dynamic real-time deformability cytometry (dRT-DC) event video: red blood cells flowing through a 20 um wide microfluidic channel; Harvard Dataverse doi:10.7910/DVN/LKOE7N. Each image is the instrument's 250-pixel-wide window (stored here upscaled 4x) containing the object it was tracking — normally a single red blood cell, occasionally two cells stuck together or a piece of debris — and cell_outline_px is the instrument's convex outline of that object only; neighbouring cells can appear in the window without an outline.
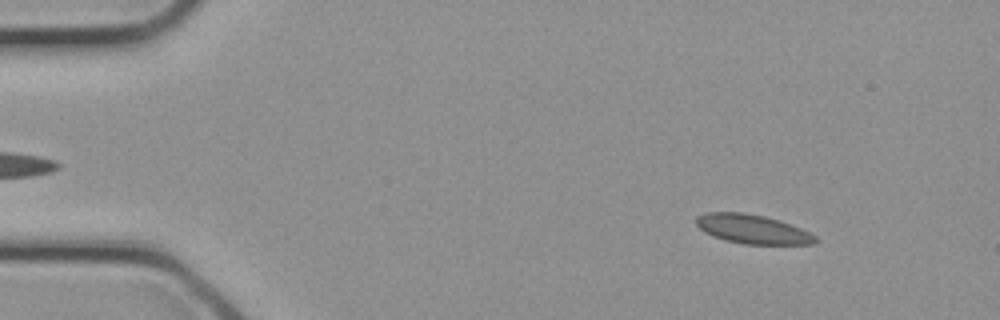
{"species": "common noctule bat (a hibernating species)", "species_latin": "Nyctalus noctula", "temperature_condition": "cold", "stored_images_in_passage": 30, "camera_frame_rate_fps": 3000, "um_per_image_px": 0.085, "animal": {"sex": "female", "body_mass_g": 21.9}, "frame": {"image": 1, "passage_image": 3, "time_ms": 0.667, "image_size_px": [1000, 320], "cell_outline_px": [[820, 240], [812, 244], [744, 244], [724, 240], [712, 236], [704, 232], [696, 224], [696, 216], [708, 212], [744, 212], [764, 216], [780, 220], [800, 228], [816, 236]], "centroid_in_image_um": [63.95, 19.47], "position_along_channel_um": 21.0, "area_um2": 20.29}}
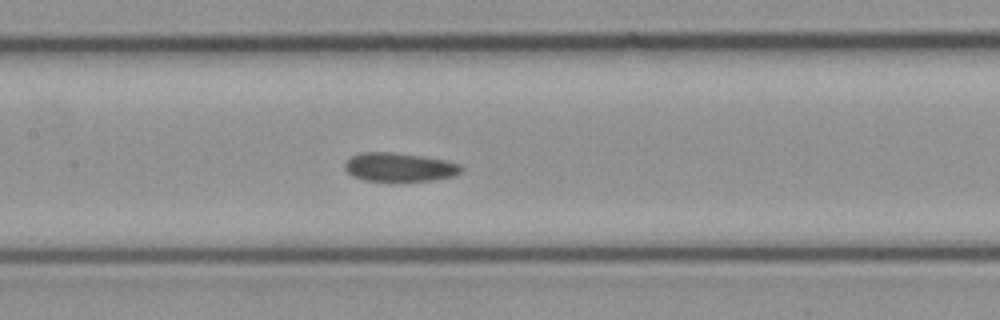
{"frame": {"image": 2, "passage_image": 14, "time_ms": 4.333, "image_size_px": [1000, 320], "cell_outline_px": [[464, 168], [456, 176], [432, 180], [364, 180], [352, 176], [344, 168], [344, 164], [352, 156], [360, 152], [392, 152], [420, 156], [444, 160], [460, 164]], "centroid_in_image_um": [33.95, 14.2], "position_along_channel_um": 173.4, "area_um2": 19.25}}
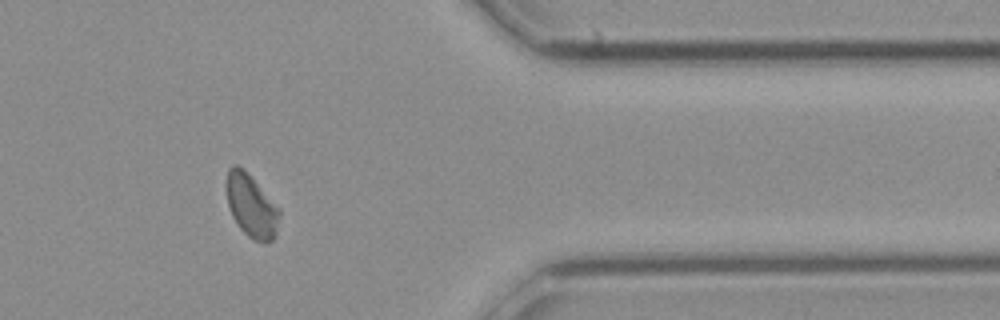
{"frame": {"image": 3, "passage_image": 25, "time_ms": 8.0, "image_size_px": [1000, 320], "cell_outline_px": [[280, 216], [276, 236], [268, 244], [264, 244], [252, 240], [240, 228], [232, 216], [228, 204], [228, 168], [232, 164], [236, 164], [244, 168], [280, 208]], "centroid_in_image_um": [21.41, 17.53], "position_along_channel_um": 390.0, "area_um2": 19.59}}